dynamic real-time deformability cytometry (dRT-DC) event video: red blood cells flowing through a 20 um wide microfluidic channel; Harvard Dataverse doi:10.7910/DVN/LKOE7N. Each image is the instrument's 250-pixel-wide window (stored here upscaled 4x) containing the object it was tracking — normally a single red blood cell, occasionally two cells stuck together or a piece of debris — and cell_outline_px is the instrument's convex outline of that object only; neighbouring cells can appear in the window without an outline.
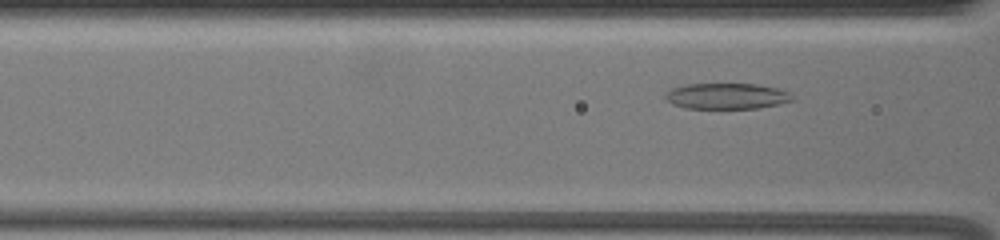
{"species": "common noctule bat (a hibernating species)", "species_latin": "Nyctalus noctula", "temperature_condition": "warm", "stored_images_in_passage": 51, "camera_frame_rate_fps": 3000, "um_per_image_px": 0.085, "animal": {"sex": "female", "body_mass_g": 19.5, "forearm_length_mm": 54.1}, "frame": {"image": 1, "passage_image": 15, "time_ms": 4.667, "image_size_px": [1000, 240], "cell_outline_px": [[796, 100], [780, 104], [756, 108], [684, 108], [672, 104], [664, 96], [672, 88], [684, 84], [756, 84], [776, 88], [788, 92]], "centroid_in_image_um": [61.78, 8.17], "position_along_channel_um": 104.8, "area_um2": 19.07}}
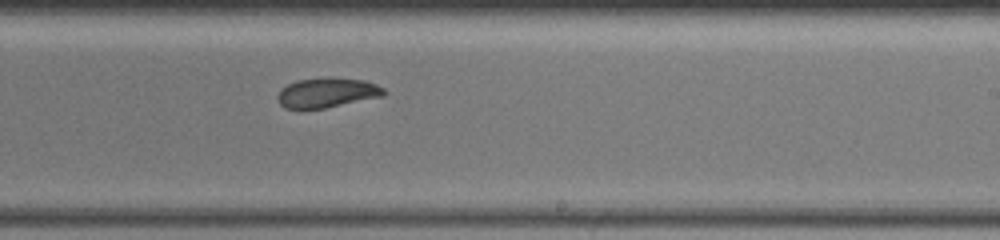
{"frame": {"image": 2, "passage_image": 29, "time_ms": 9.333, "image_size_px": [1000, 240], "cell_outline_px": [[388, 92], [384, 96], [324, 108], [300, 112], [284, 108], [280, 104], [276, 96], [288, 84], [296, 80], [328, 76], [332, 76], [364, 80], [376, 84], [384, 88]], "centroid_in_image_um": [27.78, 7.89], "position_along_channel_um": 261.2, "area_um2": 19.19}}
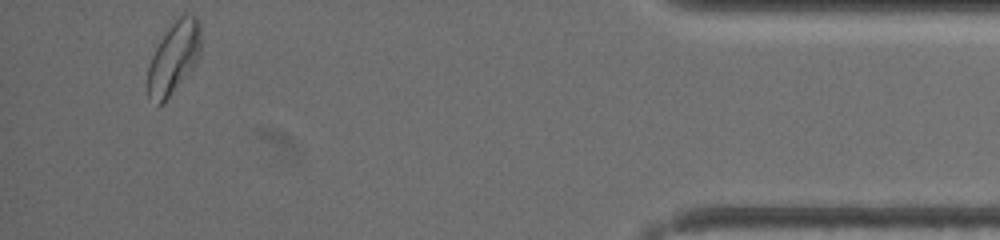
{"frame": {"image": 3, "passage_image": 48, "time_ms": 15.667, "image_size_px": [1000, 240], "cell_outline_px": [[200, 56], [164, 104], [156, 108], [148, 96], [148, 68], [152, 56], [172, 16], [184, 12], [188, 12], [196, 16], [200, 24]], "centroid_in_image_um": [14.76, 4.83], "position_along_channel_um": 420.4, "area_um2": 22.89}, "authors_computed_cell_mechanics": {"area_um2": 20.1722, "velocity_mm_per_s": 3.36, "shape_relaxation_time_tau1_ms": 4.488, "shape_relaxation_time_tau2_ms": 2.8935, "deformation_change_tau1": 0.1332, "deformation_change_tau2": 0.0798}}